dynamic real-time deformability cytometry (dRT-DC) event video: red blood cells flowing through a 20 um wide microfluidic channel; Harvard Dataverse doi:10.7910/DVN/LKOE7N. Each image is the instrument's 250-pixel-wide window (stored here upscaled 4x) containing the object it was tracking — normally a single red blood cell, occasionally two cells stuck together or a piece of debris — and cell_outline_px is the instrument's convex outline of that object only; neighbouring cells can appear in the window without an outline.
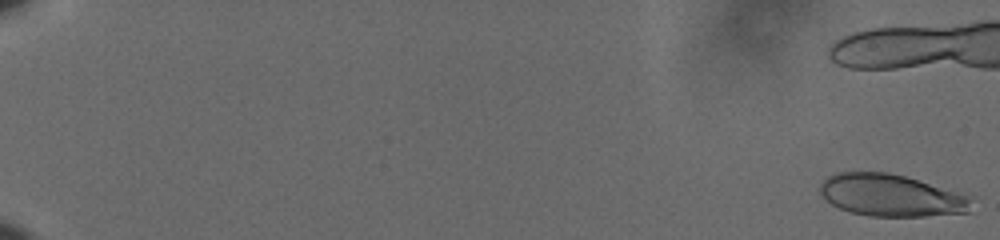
{"species": "human", "species_latin": "Homo sapiens", "temperature_condition": "cold", "stored_images_in_passage": 56, "camera_frame_rate_fps": 3000, "um_per_image_px": 0.085, "donor": {"sex": "male"}, "frame": {"image": 1, "passage_image": 1, "time_ms": 0.0, "image_size_px": [1000, 240], "cell_outline_px": [[972, 196], [968, 212], [924, 216], [868, 216], [852, 212], [840, 208], [832, 204], [820, 192], [820, 184], [828, 176], [836, 172], [888, 172], [904, 176]], "centroid_in_image_um": [75.73, 16.6], "position_along_channel_um": 9.3, "area_um2": 36.76}}